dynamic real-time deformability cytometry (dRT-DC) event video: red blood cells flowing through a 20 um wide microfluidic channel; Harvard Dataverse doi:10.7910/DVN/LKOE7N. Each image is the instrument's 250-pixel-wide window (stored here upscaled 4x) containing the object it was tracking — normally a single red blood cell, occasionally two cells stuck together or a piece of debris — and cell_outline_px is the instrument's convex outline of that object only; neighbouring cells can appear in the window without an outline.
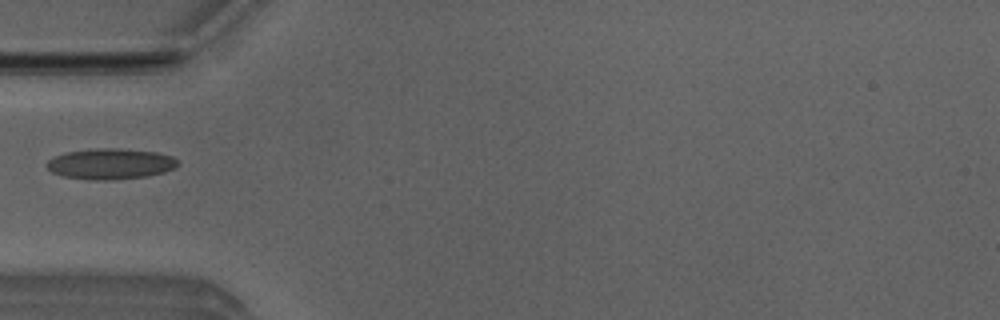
{"species": "Egyptian fruit bat (a non-hibernating species)", "species_latin": "Rousettus aegyptiacus", "temperature_condition": "room temperature", "stored_images_in_passage": 1, "camera_frame_rate_fps": 3000, "um_per_image_px": 0.085, "animal": {"sex": "male"}, "frame": {"image": 1, "passage_image": 1, "time_ms": 0.0, "image_size_px": [1000, 320], "cell_outline_px": [[180, 164], [164, 172], [148, 176], [112, 180], [96, 180], [64, 176], [52, 172], [44, 164], [48, 160], [64, 152], [96, 148], [120, 148], [160, 152], [172, 156], [180, 160]], "centroid_in_image_um": [9.43, 13.91], "position_along_channel_um": 75.6, "area_um2": 23.7}}